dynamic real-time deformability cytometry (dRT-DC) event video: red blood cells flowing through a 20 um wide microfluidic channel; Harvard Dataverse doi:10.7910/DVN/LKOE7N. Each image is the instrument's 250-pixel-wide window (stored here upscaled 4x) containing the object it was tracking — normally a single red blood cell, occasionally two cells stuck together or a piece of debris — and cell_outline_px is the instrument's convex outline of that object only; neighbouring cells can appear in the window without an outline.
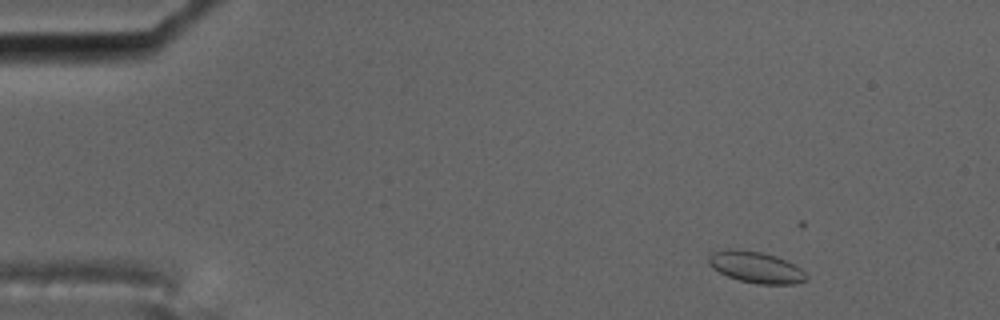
{"species": "common noctule bat (a hibernating species)", "species_latin": "Nyctalus noctula", "temperature_condition": "cold", "stored_images_in_passage": 16, "camera_frame_rate_fps": 3000, "um_per_image_px": 0.085, "animal": {"sex": "male", "body_mass_g": 17.5, "forearm_length_mm": 52.3}, "frame": {"image": 1, "passage_image": 5, "time_ms": 1.333, "image_size_px": [1000, 320], "cell_outline_px": [[808, 280], [796, 284], [756, 284], [740, 280], [728, 276], [712, 268], [708, 264], [708, 256], [712, 252], [728, 248], [732, 248], [760, 252], [776, 256], [800, 268], [808, 276]], "centroid_in_image_um": [64.23, 22.71], "position_along_channel_um": 20.8, "area_um2": 17.86}}
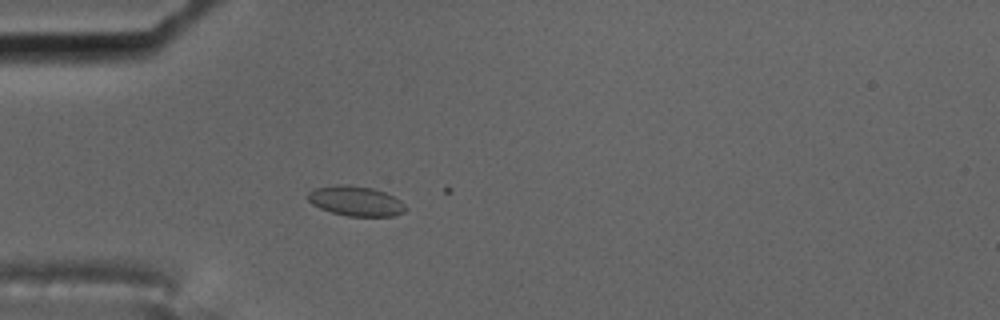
{"frame": {"image": 2, "passage_image": 15, "time_ms": 4.667, "image_size_px": [1000, 320], "cell_outline_px": [[408, 208], [404, 212], [392, 216], [348, 216], [332, 212], [320, 208], [312, 204], [308, 200], [308, 192], [316, 188], [336, 184], [348, 184], [372, 188], [384, 192], [400, 200]], "centroid_in_image_um": [30.24, 17.08], "position_along_channel_um": 54.8, "area_um2": 16.99}}